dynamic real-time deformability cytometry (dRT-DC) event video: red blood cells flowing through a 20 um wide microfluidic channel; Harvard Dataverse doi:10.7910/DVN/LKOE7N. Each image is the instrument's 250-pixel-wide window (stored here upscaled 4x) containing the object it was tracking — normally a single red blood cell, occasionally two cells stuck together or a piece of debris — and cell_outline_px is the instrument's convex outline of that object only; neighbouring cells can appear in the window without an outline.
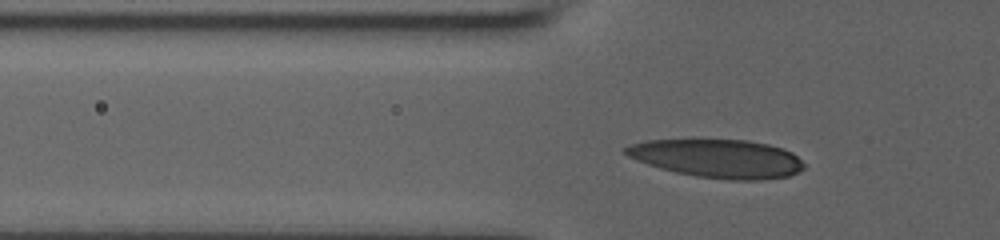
{"species": "human", "species_latin": "Homo sapiens", "temperature_condition": "room temperature", "stored_images_in_passage": 38, "camera_frame_rate_fps": 3000, "um_per_image_px": 0.085, "donor": {"sex": "male"}, "frame": {"image": 1, "passage_image": 9, "time_ms": 2.667, "image_size_px": [1000, 240], "cell_outline_px": [[804, 168], [788, 176], [760, 180], [728, 180], [696, 176], [676, 172], [660, 168], [636, 160], [628, 156], [624, 152], [624, 148], [628, 144], [644, 140], [748, 140], [768, 144], [784, 148], [792, 152], [804, 164]], "centroid_in_image_um": [60.98, 13.47], "position_along_channel_um": 64.8, "area_um2": 39.88}}
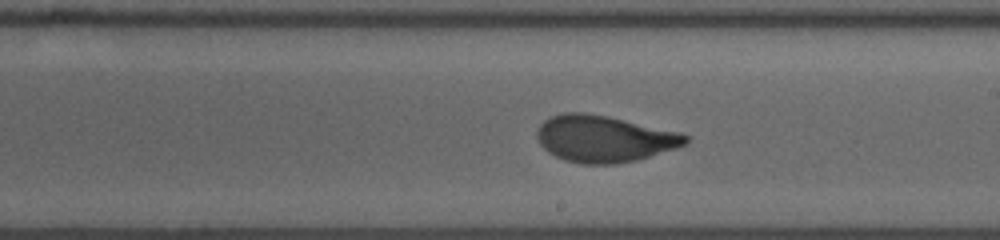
{"frame": {"image": 2, "passage_image": 23, "time_ms": 7.333, "image_size_px": [1000, 240], "cell_outline_px": [[688, 140], [684, 144], [676, 148], [636, 160], [616, 164], [580, 164], [564, 160], [548, 152], [540, 144], [536, 136], [536, 132], [540, 124], [544, 120], [552, 116], [564, 112], [584, 112], [608, 116], [680, 132], [688, 136]], "centroid_in_image_um": [51.31, 11.79], "position_along_channel_um": 237.7, "area_um2": 40.34}}
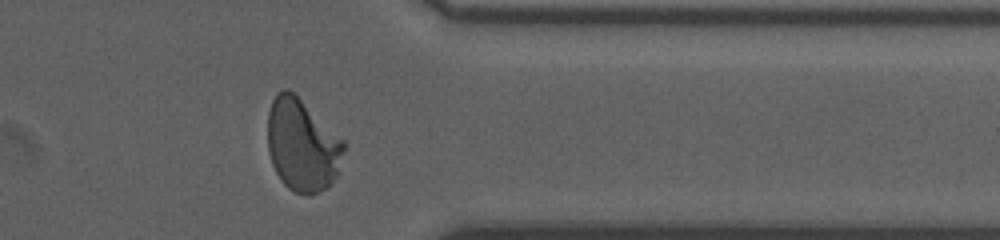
{"frame": {"image": 3, "passage_image": 35, "time_ms": 11.333, "image_size_px": [1000, 240], "cell_outline_px": [[344, 148], [340, 172], [324, 188], [308, 196], [296, 192], [288, 188], [280, 180], [272, 164], [268, 152], [268, 112], [272, 100], [276, 92], [284, 88], [288, 88], [344, 140]], "centroid_in_image_um": [25.67, 12.33], "position_along_channel_um": 385.7, "area_um2": 40.86}, "authors_computed_cell_mechanics": {"area_um2": 40.0554, "velocity_mm_per_s": 3.8434, "shape_relaxation_time_tau1_ms": 5.2938, "shape_relaxation_time_tau2_ms": null, "deformation_change_tau1": 0.2156, "deformation_change_tau2": null}}